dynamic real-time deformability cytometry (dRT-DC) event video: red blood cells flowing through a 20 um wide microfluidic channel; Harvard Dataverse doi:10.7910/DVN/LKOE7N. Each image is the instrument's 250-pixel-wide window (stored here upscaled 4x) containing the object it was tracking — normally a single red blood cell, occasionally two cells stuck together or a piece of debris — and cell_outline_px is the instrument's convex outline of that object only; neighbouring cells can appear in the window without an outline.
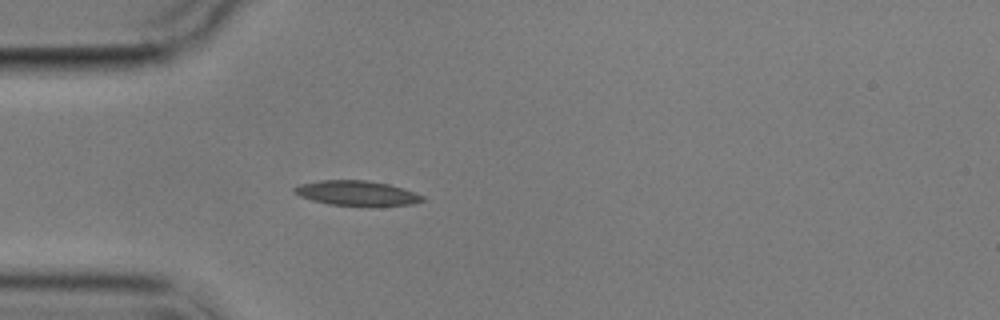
{"species": "common noctule bat (a hibernating species)", "species_latin": "Nyctalus noctula", "temperature_condition": "cold", "stored_images_in_passage": 4, "camera_frame_rate_fps": 3000, "um_per_image_px": 0.085, "animal": {"sex": "male", "body_mass_g": 17.9}, "frame": {"image": 1, "passage_image": 4, "time_ms": 3.333, "image_size_px": [1000, 320], "cell_outline_px": [[424, 200], [412, 204], [328, 204], [312, 200], [300, 196], [292, 192], [292, 188], [300, 184], [320, 180], [364, 180], [388, 184], [404, 188], [424, 196]], "centroid_in_image_um": [30.26, 16.38], "position_along_channel_um": 54.7, "area_um2": 17.98}}